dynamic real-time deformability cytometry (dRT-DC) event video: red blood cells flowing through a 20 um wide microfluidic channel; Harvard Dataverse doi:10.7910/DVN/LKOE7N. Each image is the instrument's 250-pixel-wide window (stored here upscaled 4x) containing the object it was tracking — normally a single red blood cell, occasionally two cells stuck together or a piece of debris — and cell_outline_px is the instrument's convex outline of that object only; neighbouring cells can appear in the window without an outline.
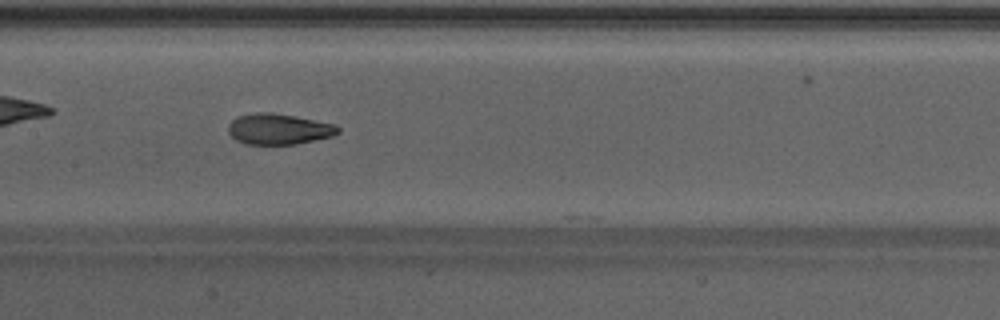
{"species": "Egyptian fruit bat (a non-hibernating species)", "species_latin": "Rousettus aegyptiacus", "temperature_condition": "warm", "stored_images_in_passage": 34, "camera_frame_rate_fps": 3000, "um_per_image_px": 0.085, "animal": {"sex": "male"}, "frame": {"image": 1, "passage_image": 10, "time_ms": 3.0, "image_size_px": [1000, 320], "cell_outline_px": [[340, 132], [332, 136], [296, 144], [244, 144], [236, 140], [228, 132], [228, 124], [236, 116], [256, 112], [268, 112], [296, 116], [336, 124], [340, 128]], "centroid_in_image_um": [23.68, 10.96], "position_along_channel_um": 183.7, "area_um2": 19.83}, "authors_computed_cell_mechanics": {"area_um2": 20.0277, "velocity_mm_per_s": 4.2949, "shape_relaxation_time_tau1_ms": null, "shape_relaxation_time_tau2_ms": 1.3092, "deformation_change_tau1": null, "deformation_change_tau2": 0.0684}}